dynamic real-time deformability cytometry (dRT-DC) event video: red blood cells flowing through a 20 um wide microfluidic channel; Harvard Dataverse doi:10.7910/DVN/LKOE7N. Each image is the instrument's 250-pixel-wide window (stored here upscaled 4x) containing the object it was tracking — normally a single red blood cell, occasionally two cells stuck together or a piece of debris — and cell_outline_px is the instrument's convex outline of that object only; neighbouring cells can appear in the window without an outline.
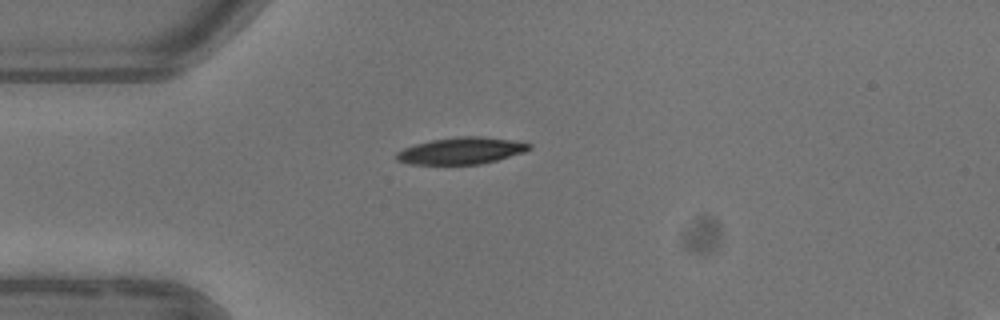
{"species": "common noctule bat (a hibernating species)", "species_latin": "Nyctalus noctula", "temperature_condition": "warm", "stored_images_in_passage": 1, "camera_frame_rate_fps": 3000, "um_per_image_px": 0.085, "animal": {"sex": "female"}, "frame": {"image": 1, "passage_image": 1, "time_ms": 0.0, "image_size_px": [1000, 320], "cell_outline_px": [[532, 148], [524, 152], [496, 160], [480, 164], [412, 164], [396, 160], [396, 152], [404, 148], [416, 144], [432, 140], [456, 136], [480, 136], [508, 140], [532, 144]], "centroid_in_image_um": [39.19, 12.81], "position_along_channel_um": 45.8, "area_um2": 20.46}}